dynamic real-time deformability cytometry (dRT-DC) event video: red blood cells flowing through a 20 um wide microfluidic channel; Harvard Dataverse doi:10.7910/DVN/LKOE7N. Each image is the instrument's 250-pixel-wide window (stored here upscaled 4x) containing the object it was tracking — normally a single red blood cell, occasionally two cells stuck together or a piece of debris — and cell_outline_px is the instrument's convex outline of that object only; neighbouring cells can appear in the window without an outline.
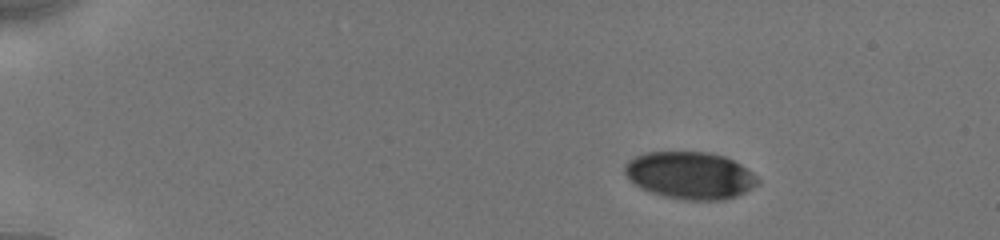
{"species": "human", "species_latin": "Homo sapiens", "temperature_condition": "cold", "stored_images_in_passage": 22, "camera_frame_rate_fps": 3000, "um_per_image_px": 0.085, "donor": {"sex": "male"}, "frame": {"image": 1, "passage_image": 1, "time_ms": 0.0, "image_size_px": [1000, 240], "cell_outline_px": [[760, 184], [736, 196], [724, 200], [684, 200], [664, 196], [648, 192], [640, 188], [628, 180], [624, 172], [624, 164], [628, 160], [644, 152], [712, 152], [724, 156], [740, 164], [752, 172], [760, 180]], "centroid_in_image_um": [58.63, 14.91], "position_along_channel_um": 26.4, "area_um2": 36.99}}
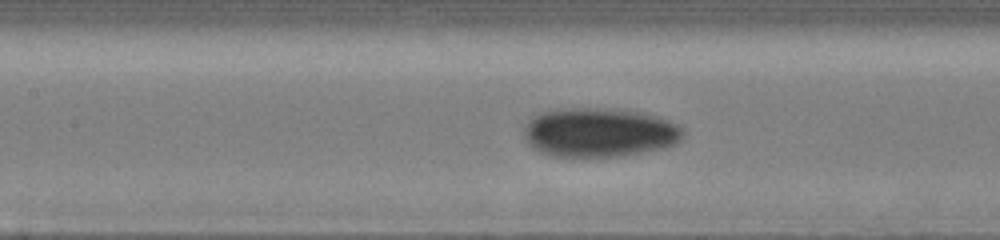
{"frame": {"image": 2, "passage_image": 12, "time_ms": 6.0, "image_size_px": [1000, 240], "cell_outline_px": [[684, 136], [676, 144], [664, 148], [624, 156], [552, 156], [540, 152], [528, 144], [524, 136], [524, 128], [528, 120], [532, 116], [540, 112], [560, 108], [624, 108], [656, 116], [668, 120], [684, 128]], "centroid_in_image_um": [50.95, 11.24], "position_along_channel_um": 156.4, "area_um2": 46.18}}
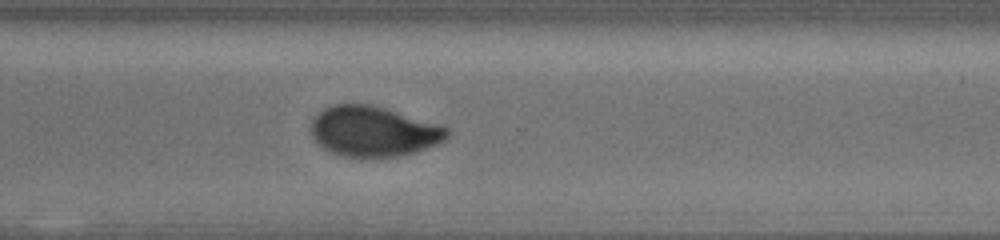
{"frame": {"image": 3, "passage_image": 22, "time_ms": 10.667, "image_size_px": [1000, 240], "cell_outline_px": [[448, 136], [444, 140], [428, 148], [416, 152], [396, 156], [344, 156], [332, 152], [324, 148], [312, 136], [312, 120], [324, 108], [332, 104], [372, 104], [436, 124], [448, 128]], "centroid_in_image_um": [31.74, 11.16], "position_along_channel_um": 338.9, "area_um2": 39.13}}